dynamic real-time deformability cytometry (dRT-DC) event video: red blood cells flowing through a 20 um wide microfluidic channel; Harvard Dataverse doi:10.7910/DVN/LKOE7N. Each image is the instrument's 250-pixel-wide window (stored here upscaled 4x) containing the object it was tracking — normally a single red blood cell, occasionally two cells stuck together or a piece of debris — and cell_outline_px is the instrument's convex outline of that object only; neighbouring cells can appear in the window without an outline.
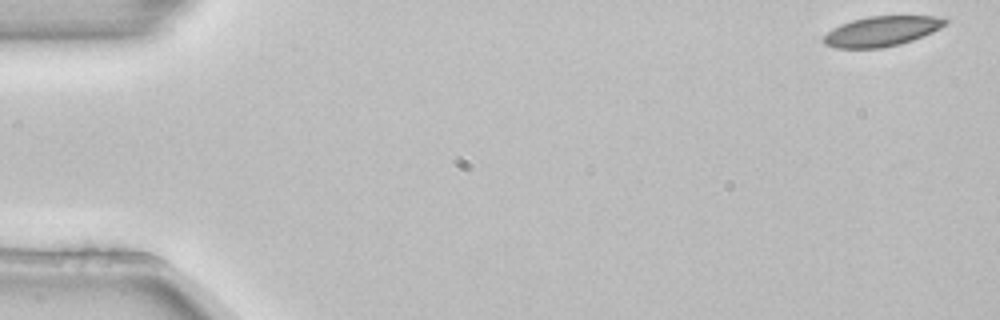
{"species": "common noctule bat (a hibernating species)", "species_latin": "Nyctalus noctula", "temperature_condition": "room temperature", "stored_images_in_passage": 5, "camera_frame_rate_fps": 3000, "um_per_image_px": 0.085, "animal": {"sex": "female", "body_mass_g": 22.7, "forearm_length_mm": 54.2}, "frame": {"image": 1, "passage_image": 1, "time_ms": 0.0, "image_size_px": [1000, 320], "cell_outline_px": [[948, 20], [940, 28], [932, 32], [912, 40], [900, 44], [880, 48], [836, 48], [824, 44], [824, 36], [832, 28], [840, 24], [852, 20], [868, 16], [936, 16]], "centroid_in_image_um": [74.91, 2.65], "position_along_channel_um": 10.1, "area_um2": 21.1}}
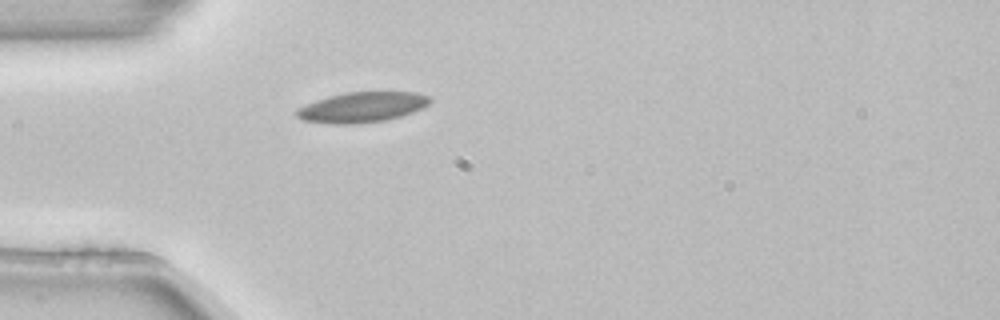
{"frame": {"image": 2, "passage_image": 5, "time_ms": 1.333, "image_size_px": [1000, 320], "cell_outline_px": [[432, 100], [424, 108], [400, 116], [384, 120], [356, 124], [328, 124], [304, 120], [296, 116], [292, 112], [296, 108], [316, 100], [328, 96], [344, 92], [416, 92], [428, 96]], "centroid_in_image_um": [30.73, 9.11], "position_along_channel_um": 54.3, "area_um2": 23.7}}